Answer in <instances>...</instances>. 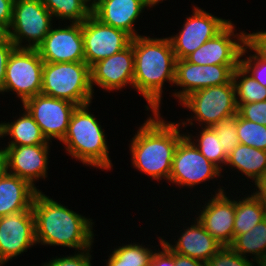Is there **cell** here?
Masks as SVG:
<instances>
[{
	"label": "cell",
	"instance_id": "6da1fadb",
	"mask_svg": "<svg viewBox=\"0 0 266 266\" xmlns=\"http://www.w3.org/2000/svg\"><path fill=\"white\" fill-rule=\"evenodd\" d=\"M134 51L133 89L145 98L146 111L159 112L162 106L163 85L172 87L175 81L176 56L169 37L151 38L139 35L132 38ZM161 104V105H160Z\"/></svg>",
	"mask_w": 266,
	"mask_h": 266
},
{
	"label": "cell",
	"instance_id": "7a4b0ae2",
	"mask_svg": "<svg viewBox=\"0 0 266 266\" xmlns=\"http://www.w3.org/2000/svg\"><path fill=\"white\" fill-rule=\"evenodd\" d=\"M37 244L63 246L83 251L92 247V219L85 217L39 191L32 204Z\"/></svg>",
	"mask_w": 266,
	"mask_h": 266
},
{
	"label": "cell",
	"instance_id": "3957f363",
	"mask_svg": "<svg viewBox=\"0 0 266 266\" xmlns=\"http://www.w3.org/2000/svg\"><path fill=\"white\" fill-rule=\"evenodd\" d=\"M152 113L153 117L146 118L130 141V160L133 168L152 180L168 181L176 147L185 133H180V123L166 122L161 113Z\"/></svg>",
	"mask_w": 266,
	"mask_h": 266
},
{
	"label": "cell",
	"instance_id": "277c9868",
	"mask_svg": "<svg viewBox=\"0 0 266 266\" xmlns=\"http://www.w3.org/2000/svg\"><path fill=\"white\" fill-rule=\"evenodd\" d=\"M91 103L77 106L69 120L68 130L62 144L68 155L85 164L101 170L113 167L109 146L100 122L90 110Z\"/></svg>",
	"mask_w": 266,
	"mask_h": 266
},
{
	"label": "cell",
	"instance_id": "5b68a950",
	"mask_svg": "<svg viewBox=\"0 0 266 266\" xmlns=\"http://www.w3.org/2000/svg\"><path fill=\"white\" fill-rule=\"evenodd\" d=\"M41 94L77 106L92 103L90 66L86 62H44Z\"/></svg>",
	"mask_w": 266,
	"mask_h": 266
},
{
	"label": "cell",
	"instance_id": "8992f818",
	"mask_svg": "<svg viewBox=\"0 0 266 266\" xmlns=\"http://www.w3.org/2000/svg\"><path fill=\"white\" fill-rule=\"evenodd\" d=\"M179 104L194 114L192 118L187 117L186 121L181 122L180 126H183L181 128L190 125L194 127L192 121L201 127H212L222 119L237 114L238 108L233 80L227 84L194 91Z\"/></svg>",
	"mask_w": 266,
	"mask_h": 266
},
{
	"label": "cell",
	"instance_id": "52a82bcc",
	"mask_svg": "<svg viewBox=\"0 0 266 266\" xmlns=\"http://www.w3.org/2000/svg\"><path fill=\"white\" fill-rule=\"evenodd\" d=\"M53 20L41 0H14L8 37L16 48L37 49L50 32Z\"/></svg>",
	"mask_w": 266,
	"mask_h": 266
},
{
	"label": "cell",
	"instance_id": "ba28073f",
	"mask_svg": "<svg viewBox=\"0 0 266 266\" xmlns=\"http://www.w3.org/2000/svg\"><path fill=\"white\" fill-rule=\"evenodd\" d=\"M43 65L37 49L15 48L7 61L1 94L13 92L22 103L41 94Z\"/></svg>",
	"mask_w": 266,
	"mask_h": 266
},
{
	"label": "cell",
	"instance_id": "9c48e42d",
	"mask_svg": "<svg viewBox=\"0 0 266 266\" xmlns=\"http://www.w3.org/2000/svg\"><path fill=\"white\" fill-rule=\"evenodd\" d=\"M221 174L222 171L206 159L185 135L176 147L168 182L191 189L215 177H222Z\"/></svg>",
	"mask_w": 266,
	"mask_h": 266
},
{
	"label": "cell",
	"instance_id": "30bf717a",
	"mask_svg": "<svg viewBox=\"0 0 266 266\" xmlns=\"http://www.w3.org/2000/svg\"><path fill=\"white\" fill-rule=\"evenodd\" d=\"M230 21V19L214 16L194 5L193 14L186 17L180 32L169 36L176 59H185L218 34Z\"/></svg>",
	"mask_w": 266,
	"mask_h": 266
},
{
	"label": "cell",
	"instance_id": "8fae6325",
	"mask_svg": "<svg viewBox=\"0 0 266 266\" xmlns=\"http://www.w3.org/2000/svg\"><path fill=\"white\" fill-rule=\"evenodd\" d=\"M22 105L39 125L46 140L50 142L53 138L60 142L63 140L72 112L77 107L70 101L43 94L28 98Z\"/></svg>",
	"mask_w": 266,
	"mask_h": 266
},
{
	"label": "cell",
	"instance_id": "7c38bea8",
	"mask_svg": "<svg viewBox=\"0 0 266 266\" xmlns=\"http://www.w3.org/2000/svg\"><path fill=\"white\" fill-rule=\"evenodd\" d=\"M82 35L85 62L89 66L122 51L132 41L128 33L102 23L93 14L82 22Z\"/></svg>",
	"mask_w": 266,
	"mask_h": 266
},
{
	"label": "cell",
	"instance_id": "4fadbf2b",
	"mask_svg": "<svg viewBox=\"0 0 266 266\" xmlns=\"http://www.w3.org/2000/svg\"><path fill=\"white\" fill-rule=\"evenodd\" d=\"M236 32L234 23L230 21L218 34L185 59L197 65H240L245 32Z\"/></svg>",
	"mask_w": 266,
	"mask_h": 266
},
{
	"label": "cell",
	"instance_id": "5bb4252c",
	"mask_svg": "<svg viewBox=\"0 0 266 266\" xmlns=\"http://www.w3.org/2000/svg\"><path fill=\"white\" fill-rule=\"evenodd\" d=\"M239 65H197L186 59L176 61L174 86L182 87L173 92L180 103L194 91L227 84L232 80L233 71Z\"/></svg>",
	"mask_w": 266,
	"mask_h": 266
},
{
	"label": "cell",
	"instance_id": "9a60e30c",
	"mask_svg": "<svg viewBox=\"0 0 266 266\" xmlns=\"http://www.w3.org/2000/svg\"><path fill=\"white\" fill-rule=\"evenodd\" d=\"M36 244L32 211H19L0 217V266Z\"/></svg>",
	"mask_w": 266,
	"mask_h": 266
},
{
	"label": "cell",
	"instance_id": "2e32d148",
	"mask_svg": "<svg viewBox=\"0 0 266 266\" xmlns=\"http://www.w3.org/2000/svg\"><path fill=\"white\" fill-rule=\"evenodd\" d=\"M37 50L44 62H85L82 23L52 26Z\"/></svg>",
	"mask_w": 266,
	"mask_h": 266
},
{
	"label": "cell",
	"instance_id": "e0dca14e",
	"mask_svg": "<svg viewBox=\"0 0 266 266\" xmlns=\"http://www.w3.org/2000/svg\"><path fill=\"white\" fill-rule=\"evenodd\" d=\"M217 188L215 194L205 201L196 218L205 230L222 246H229L234 239L235 199L227 196L225 187Z\"/></svg>",
	"mask_w": 266,
	"mask_h": 266
},
{
	"label": "cell",
	"instance_id": "ac0fdd59",
	"mask_svg": "<svg viewBox=\"0 0 266 266\" xmlns=\"http://www.w3.org/2000/svg\"><path fill=\"white\" fill-rule=\"evenodd\" d=\"M134 51L130 44L122 51L90 66V83L105 91H118L128 85L133 88Z\"/></svg>",
	"mask_w": 266,
	"mask_h": 266
},
{
	"label": "cell",
	"instance_id": "d6986e66",
	"mask_svg": "<svg viewBox=\"0 0 266 266\" xmlns=\"http://www.w3.org/2000/svg\"><path fill=\"white\" fill-rule=\"evenodd\" d=\"M51 144L6 146L7 172L28 181L39 190L35 181L47 178Z\"/></svg>",
	"mask_w": 266,
	"mask_h": 266
},
{
	"label": "cell",
	"instance_id": "ffe728a7",
	"mask_svg": "<svg viewBox=\"0 0 266 266\" xmlns=\"http://www.w3.org/2000/svg\"><path fill=\"white\" fill-rule=\"evenodd\" d=\"M148 0H98L92 5V14L102 23L128 33L132 38L139 36L135 23L143 10L153 8Z\"/></svg>",
	"mask_w": 266,
	"mask_h": 266
},
{
	"label": "cell",
	"instance_id": "44dd1931",
	"mask_svg": "<svg viewBox=\"0 0 266 266\" xmlns=\"http://www.w3.org/2000/svg\"><path fill=\"white\" fill-rule=\"evenodd\" d=\"M184 228L173 245L163 236V242L173 252L206 263L222 247V244L205 230L196 217L193 224Z\"/></svg>",
	"mask_w": 266,
	"mask_h": 266
},
{
	"label": "cell",
	"instance_id": "7402d4cb",
	"mask_svg": "<svg viewBox=\"0 0 266 266\" xmlns=\"http://www.w3.org/2000/svg\"><path fill=\"white\" fill-rule=\"evenodd\" d=\"M38 192L28 181L6 172L0 178V217L19 211H32Z\"/></svg>",
	"mask_w": 266,
	"mask_h": 266
},
{
	"label": "cell",
	"instance_id": "603a6c76",
	"mask_svg": "<svg viewBox=\"0 0 266 266\" xmlns=\"http://www.w3.org/2000/svg\"><path fill=\"white\" fill-rule=\"evenodd\" d=\"M225 166L243 173L255 183V187L266 175V151L238 144L228 156Z\"/></svg>",
	"mask_w": 266,
	"mask_h": 266
},
{
	"label": "cell",
	"instance_id": "cb8c5ba5",
	"mask_svg": "<svg viewBox=\"0 0 266 266\" xmlns=\"http://www.w3.org/2000/svg\"><path fill=\"white\" fill-rule=\"evenodd\" d=\"M229 246L245 258L252 256L257 266H266V218L247 233L235 236Z\"/></svg>",
	"mask_w": 266,
	"mask_h": 266
},
{
	"label": "cell",
	"instance_id": "d4e9b609",
	"mask_svg": "<svg viewBox=\"0 0 266 266\" xmlns=\"http://www.w3.org/2000/svg\"><path fill=\"white\" fill-rule=\"evenodd\" d=\"M23 113L21 116L13 120V122L5 123V136H9L6 146H25V145H38L50 144L43 136L39 125L34 121V118L28 111L22 107Z\"/></svg>",
	"mask_w": 266,
	"mask_h": 266
},
{
	"label": "cell",
	"instance_id": "484cf974",
	"mask_svg": "<svg viewBox=\"0 0 266 266\" xmlns=\"http://www.w3.org/2000/svg\"><path fill=\"white\" fill-rule=\"evenodd\" d=\"M265 218L266 206L254 191L235 200L234 237L247 233Z\"/></svg>",
	"mask_w": 266,
	"mask_h": 266
},
{
	"label": "cell",
	"instance_id": "4316f807",
	"mask_svg": "<svg viewBox=\"0 0 266 266\" xmlns=\"http://www.w3.org/2000/svg\"><path fill=\"white\" fill-rule=\"evenodd\" d=\"M53 18L70 23H82L92 14V5L87 0H41Z\"/></svg>",
	"mask_w": 266,
	"mask_h": 266
},
{
	"label": "cell",
	"instance_id": "83f0119b",
	"mask_svg": "<svg viewBox=\"0 0 266 266\" xmlns=\"http://www.w3.org/2000/svg\"><path fill=\"white\" fill-rule=\"evenodd\" d=\"M155 250L137 242L114 248L106 266H148Z\"/></svg>",
	"mask_w": 266,
	"mask_h": 266
},
{
	"label": "cell",
	"instance_id": "f1b7e54d",
	"mask_svg": "<svg viewBox=\"0 0 266 266\" xmlns=\"http://www.w3.org/2000/svg\"><path fill=\"white\" fill-rule=\"evenodd\" d=\"M236 104H247L266 100V87L256 81L241 65L232 75Z\"/></svg>",
	"mask_w": 266,
	"mask_h": 266
},
{
	"label": "cell",
	"instance_id": "f546056e",
	"mask_svg": "<svg viewBox=\"0 0 266 266\" xmlns=\"http://www.w3.org/2000/svg\"><path fill=\"white\" fill-rule=\"evenodd\" d=\"M199 133L196 134L198 136H192L189 132H185V135L193 142L206 159L222 171L227 163L228 157L223 151L217 133L212 127H201Z\"/></svg>",
	"mask_w": 266,
	"mask_h": 266
},
{
	"label": "cell",
	"instance_id": "4dcf8cb0",
	"mask_svg": "<svg viewBox=\"0 0 266 266\" xmlns=\"http://www.w3.org/2000/svg\"><path fill=\"white\" fill-rule=\"evenodd\" d=\"M237 135L240 144L266 151V125L246 120L237 114Z\"/></svg>",
	"mask_w": 266,
	"mask_h": 266
},
{
	"label": "cell",
	"instance_id": "1f68e13d",
	"mask_svg": "<svg viewBox=\"0 0 266 266\" xmlns=\"http://www.w3.org/2000/svg\"><path fill=\"white\" fill-rule=\"evenodd\" d=\"M217 133L219 142L223 147L225 155L228 157L231 152L240 144L237 135V114L222 119L212 126Z\"/></svg>",
	"mask_w": 266,
	"mask_h": 266
},
{
	"label": "cell",
	"instance_id": "d6a6232c",
	"mask_svg": "<svg viewBox=\"0 0 266 266\" xmlns=\"http://www.w3.org/2000/svg\"><path fill=\"white\" fill-rule=\"evenodd\" d=\"M251 258L237 254L230 246H222L207 262L206 266H255Z\"/></svg>",
	"mask_w": 266,
	"mask_h": 266
},
{
	"label": "cell",
	"instance_id": "836d02e7",
	"mask_svg": "<svg viewBox=\"0 0 266 266\" xmlns=\"http://www.w3.org/2000/svg\"><path fill=\"white\" fill-rule=\"evenodd\" d=\"M248 46H243L240 57V65L261 85L266 87V61L260 59L255 53L248 54ZM244 55L246 57H244ZM244 57V58H243Z\"/></svg>",
	"mask_w": 266,
	"mask_h": 266
},
{
	"label": "cell",
	"instance_id": "e575fe53",
	"mask_svg": "<svg viewBox=\"0 0 266 266\" xmlns=\"http://www.w3.org/2000/svg\"><path fill=\"white\" fill-rule=\"evenodd\" d=\"M92 248L75 252L73 255H66L63 257L56 256L51 258L48 262L42 263L41 266H92ZM91 251V252H90Z\"/></svg>",
	"mask_w": 266,
	"mask_h": 266
},
{
	"label": "cell",
	"instance_id": "d590c367",
	"mask_svg": "<svg viewBox=\"0 0 266 266\" xmlns=\"http://www.w3.org/2000/svg\"><path fill=\"white\" fill-rule=\"evenodd\" d=\"M237 114L254 123L266 125V100L261 102L237 104Z\"/></svg>",
	"mask_w": 266,
	"mask_h": 266
},
{
	"label": "cell",
	"instance_id": "8d00e7d4",
	"mask_svg": "<svg viewBox=\"0 0 266 266\" xmlns=\"http://www.w3.org/2000/svg\"><path fill=\"white\" fill-rule=\"evenodd\" d=\"M245 44L249 52L255 53L260 59L266 61V31L245 32Z\"/></svg>",
	"mask_w": 266,
	"mask_h": 266
},
{
	"label": "cell",
	"instance_id": "74e56055",
	"mask_svg": "<svg viewBox=\"0 0 266 266\" xmlns=\"http://www.w3.org/2000/svg\"><path fill=\"white\" fill-rule=\"evenodd\" d=\"M159 238L160 250L155 249L152 259L148 266H175V252H173L164 242L162 237Z\"/></svg>",
	"mask_w": 266,
	"mask_h": 266
},
{
	"label": "cell",
	"instance_id": "f35d334b",
	"mask_svg": "<svg viewBox=\"0 0 266 266\" xmlns=\"http://www.w3.org/2000/svg\"><path fill=\"white\" fill-rule=\"evenodd\" d=\"M15 48V45L9 37L0 43V93H2V88L4 85L7 61Z\"/></svg>",
	"mask_w": 266,
	"mask_h": 266
},
{
	"label": "cell",
	"instance_id": "ab89813d",
	"mask_svg": "<svg viewBox=\"0 0 266 266\" xmlns=\"http://www.w3.org/2000/svg\"><path fill=\"white\" fill-rule=\"evenodd\" d=\"M14 0H0V25L7 31L11 26L13 18Z\"/></svg>",
	"mask_w": 266,
	"mask_h": 266
},
{
	"label": "cell",
	"instance_id": "60d3db41",
	"mask_svg": "<svg viewBox=\"0 0 266 266\" xmlns=\"http://www.w3.org/2000/svg\"><path fill=\"white\" fill-rule=\"evenodd\" d=\"M175 266H206V263L175 253Z\"/></svg>",
	"mask_w": 266,
	"mask_h": 266
},
{
	"label": "cell",
	"instance_id": "b9f144b4",
	"mask_svg": "<svg viewBox=\"0 0 266 266\" xmlns=\"http://www.w3.org/2000/svg\"><path fill=\"white\" fill-rule=\"evenodd\" d=\"M252 190L262 199V202L266 206V175Z\"/></svg>",
	"mask_w": 266,
	"mask_h": 266
},
{
	"label": "cell",
	"instance_id": "7bdbcfd3",
	"mask_svg": "<svg viewBox=\"0 0 266 266\" xmlns=\"http://www.w3.org/2000/svg\"><path fill=\"white\" fill-rule=\"evenodd\" d=\"M7 172L5 151H0V178Z\"/></svg>",
	"mask_w": 266,
	"mask_h": 266
},
{
	"label": "cell",
	"instance_id": "ee69618b",
	"mask_svg": "<svg viewBox=\"0 0 266 266\" xmlns=\"http://www.w3.org/2000/svg\"><path fill=\"white\" fill-rule=\"evenodd\" d=\"M8 37V31L0 25V43Z\"/></svg>",
	"mask_w": 266,
	"mask_h": 266
},
{
	"label": "cell",
	"instance_id": "f6af8a7d",
	"mask_svg": "<svg viewBox=\"0 0 266 266\" xmlns=\"http://www.w3.org/2000/svg\"><path fill=\"white\" fill-rule=\"evenodd\" d=\"M5 122L6 121H4V122H0V138H5L6 136H5ZM5 150V146H4V148L2 149V147L0 148V151H4Z\"/></svg>",
	"mask_w": 266,
	"mask_h": 266
},
{
	"label": "cell",
	"instance_id": "bcb514c9",
	"mask_svg": "<svg viewBox=\"0 0 266 266\" xmlns=\"http://www.w3.org/2000/svg\"><path fill=\"white\" fill-rule=\"evenodd\" d=\"M154 7L156 5H158V3H161V1L163 2L164 0H148Z\"/></svg>",
	"mask_w": 266,
	"mask_h": 266
},
{
	"label": "cell",
	"instance_id": "7dc6e473",
	"mask_svg": "<svg viewBox=\"0 0 266 266\" xmlns=\"http://www.w3.org/2000/svg\"><path fill=\"white\" fill-rule=\"evenodd\" d=\"M91 5L95 4L98 0H87Z\"/></svg>",
	"mask_w": 266,
	"mask_h": 266
}]
</instances>
